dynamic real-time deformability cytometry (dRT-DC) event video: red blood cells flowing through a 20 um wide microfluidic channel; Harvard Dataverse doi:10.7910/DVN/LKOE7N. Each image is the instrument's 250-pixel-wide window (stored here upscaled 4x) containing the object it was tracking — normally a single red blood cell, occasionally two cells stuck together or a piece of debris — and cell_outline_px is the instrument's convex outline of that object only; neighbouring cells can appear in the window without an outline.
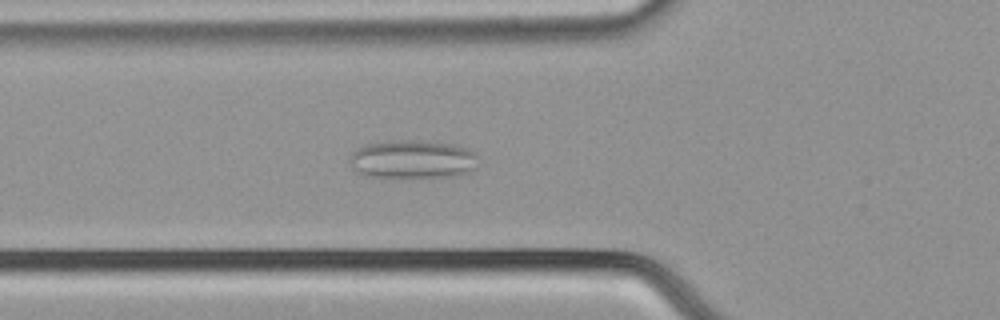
{"species": "common noctule bat (a hibernating species)", "species_latin": "Nyctalus noctula", "temperature_condition": "cold", "stored_images_in_passage": 56, "camera_frame_rate_fps": 3000, "um_per_image_px": 0.085, "animal": {"sex": "male", "body_mass_g": 21.5, "forearm_length_mm": 52.0}, "frame": {"image": 1, "passage_image": 21, "time_ms": 6.667, "image_size_px": [1000, 320], "cell_outline_px": [[476, 168], [468, 172], [456, 176], [408, 180], [368, 176], [352, 168], [348, 160], [348, 156], [352, 152], [368, 144], [392, 140], [420, 140], [452, 144], [468, 148], [476, 152]], "centroid_in_image_um": [35.08, 13.58], "position_along_channel_um": 90.7, "area_um2": 29.82}}
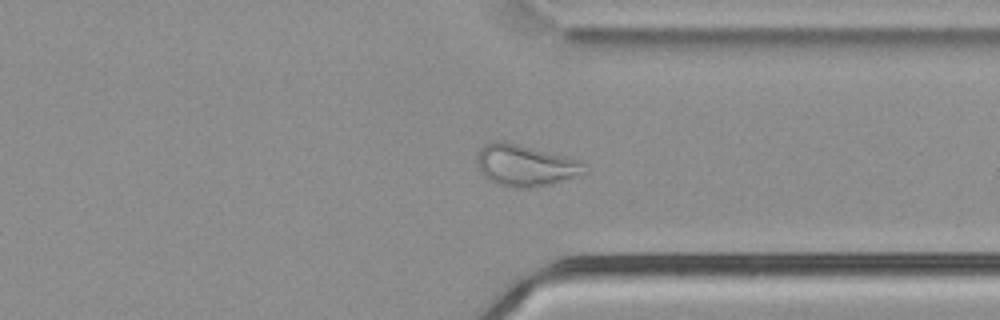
{"frame": {"image": 2, "passage_image": 43, "time_ms": 14.0, "image_size_px": [1000, 320], "cell_outline_px": [[588, 172], [552, 184], [528, 188], [512, 188], [496, 184], [488, 180], [476, 168], [476, 156], [480, 148], [484, 144], [492, 140], [504, 140], [520, 144], [580, 160], [584, 164]], "centroid_in_image_um": [44.59, 14.05], "position_along_channel_um": 366.8, "area_um2": 26.59}}
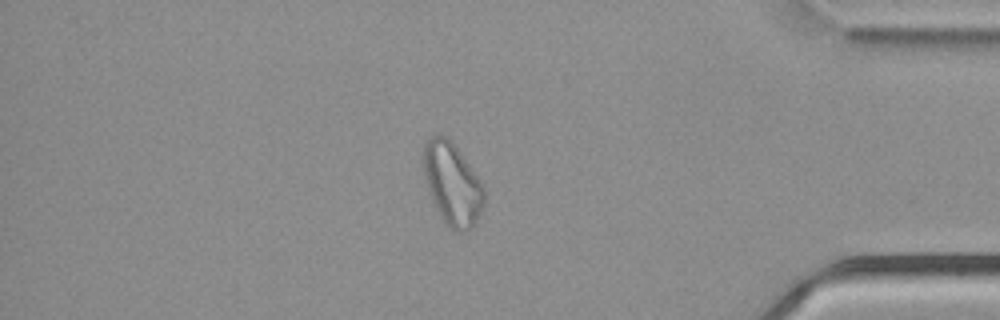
{"frame": {"image": 3, "passage_image": 48, "time_ms": 15.667, "image_size_px": [1000, 320], "cell_outline_px": [[484, 208], [472, 228], [460, 232], [456, 232], [444, 224], [432, 200], [424, 176], [420, 160], [424, 144], [428, 136], [448, 136], [452, 140], [480, 180], [484, 188]], "centroid_in_image_um": [38.41, 15.61], "position_along_channel_um": 396.8, "area_um2": 29.65}, "authors_computed_cell_mechanics": {"area_um2": 29.7959, "velocity_mm_per_s": 3.7574, "shape_relaxation_time_tau1_ms": null, "shape_relaxation_time_tau2_ms": 2.3047, "deformation_change_tau1": null, "deformation_change_tau2": 0.101}}